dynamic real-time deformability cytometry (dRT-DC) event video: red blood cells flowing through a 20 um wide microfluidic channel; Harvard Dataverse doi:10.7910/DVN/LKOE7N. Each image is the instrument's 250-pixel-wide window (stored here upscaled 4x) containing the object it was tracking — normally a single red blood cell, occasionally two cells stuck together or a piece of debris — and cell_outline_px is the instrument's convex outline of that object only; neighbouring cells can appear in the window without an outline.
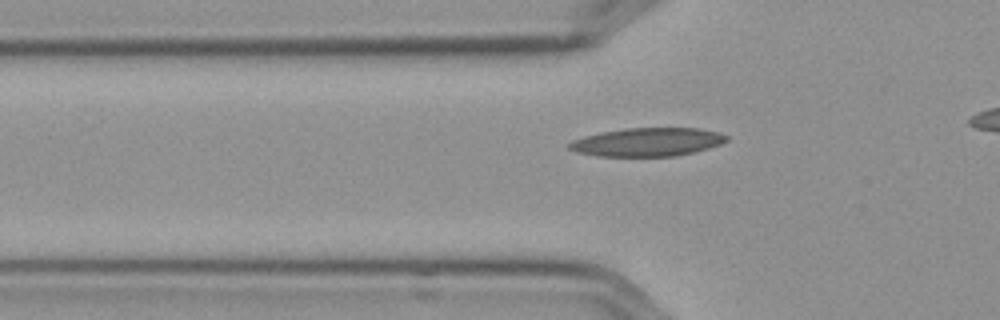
{"species": "Egyptian fruit bat (a non-hibernating species)", "species_latin": "Rousettus aegyptiacus", "temperature_condition": "cold", "stored_images_in_passage": 37, "camera_frame_rate_fps": 3000, "um_per_image_px": 0.085, "frame": {"image": 1, "passage_image": 6, "time_ms": 1.667, "image_size_px": [1000, 320], "cell_outline_px": [[728, 140], [720, 144], [708, 148], [676, 156], [596, 156], [576, 152], [568, 148], [564, 144], [572, 140], [584, 136], [600, 132], [624, 128], [700, 128], [720, 132], [728, 136]], "centroid_in_image_um": [54.99, 12.07], "position_along_channel_um": 70.8, "area_um2": 26.3}}
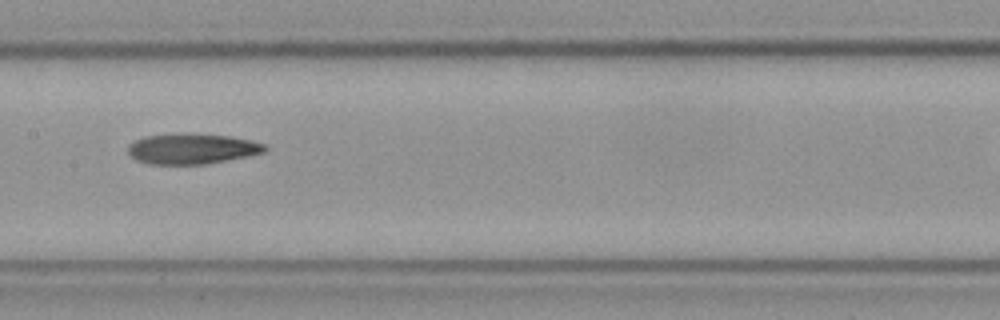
{"frame": {"image": 2, "passage_image": 16, "time_ms": 5.0, "image_size_px": [1000, 320], "cell_outline_px": [[268, 148], [264, 152], [248, 156], [204, 164], [148, 164], [136, 160], [128, 152], [128, 144], [144, 136], [180, 132], [184, 132], [232, 136], [252, 140], [264, 144]], "centroid_in_image_um": [16.31, 12.62], "position_along_channel_um": 191.1, "area_um2": 24.62}}
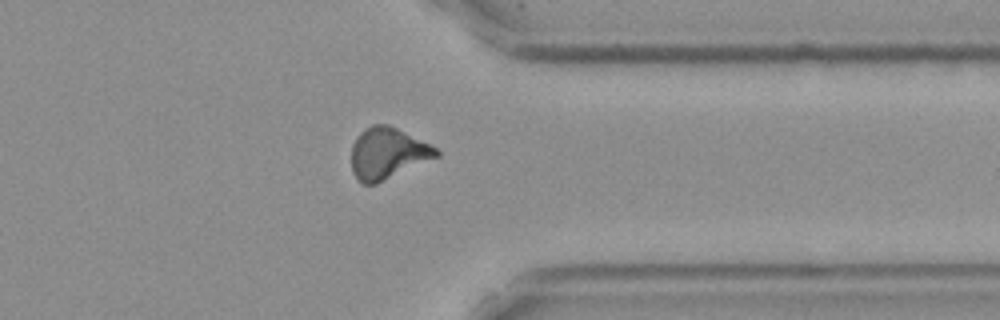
{"frame": {"image": 3, "passage_image": 32, "time_ms": 10.333, "image_size_px": [1000, 320], "cell_outline_px": [[440, 156], [376, 184], [364, 184], [352, 172], [352, 144], [356, 136], [364, 128], [372, 124], [388, 124], [436, 148], [440, 152]], "centroid_in_image_um": [32.93, 13.03], "position_along_channel_um": 378.5, "area_um2": 25.2}}